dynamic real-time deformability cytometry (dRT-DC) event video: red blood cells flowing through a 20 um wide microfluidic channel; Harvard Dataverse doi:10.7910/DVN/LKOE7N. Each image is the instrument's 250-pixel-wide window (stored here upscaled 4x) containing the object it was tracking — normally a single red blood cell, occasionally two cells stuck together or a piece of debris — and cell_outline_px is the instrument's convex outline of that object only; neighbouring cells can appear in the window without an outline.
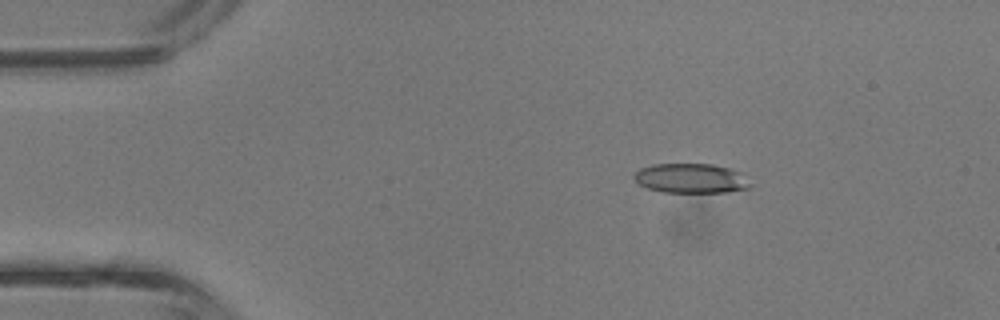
{"species": "common noctule bat (a hibernating species)", "species_latin": "Nyctalus noctula", "temperature_condition": "room temperature", "stored_images_in_passage": 42, "camera_frame_rate_fps": 3000, "um_per_image_px": 0.085, "animal": {"sex": "male", "body_mass_g": 13.3}, "frame": {"image": 1, "passage_image": 7, "time_ms": 2.0, "image_size_px": [1000, 320], "cell_outline_px": [[752, 184], [748, 188], [728, 192], [664, 192], [648, 188], [640, 184], [632, 176], [640, 168], [652, 164], [712, 164], [728, 168], [740, 172]], "centroid_in_image_um": [58.73, 15.15], "position_along_channel_um": 26.3, "area_um2": 19.94}}
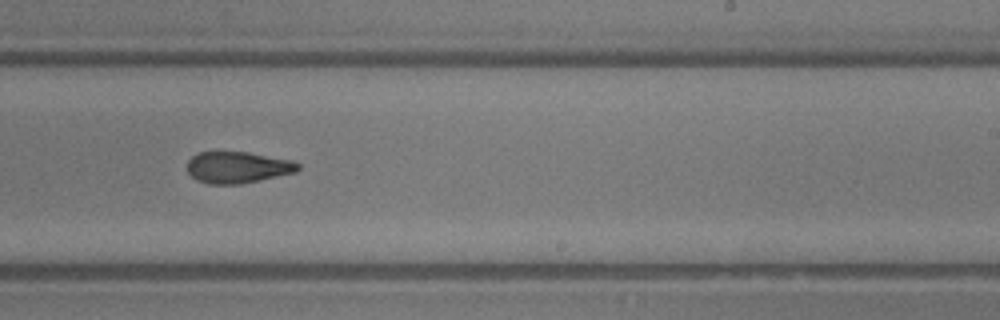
{"frame": {"image": 2, "passage_image": 26, "time_ms": 8.333, "image_size_px": [1000, 320], "cell_outline_px": [[300, 168], [296, 172], [240, 184], [208, 184], [196, 180], [188, 172], [188, 160], [192, 156], [200, 152], [248, 152], [292, 160], [300, 164]], "centroid_in_image_um": [20.2, 14.22], "position_along_channel_um": 268.8, "area_um2": 20.29}}
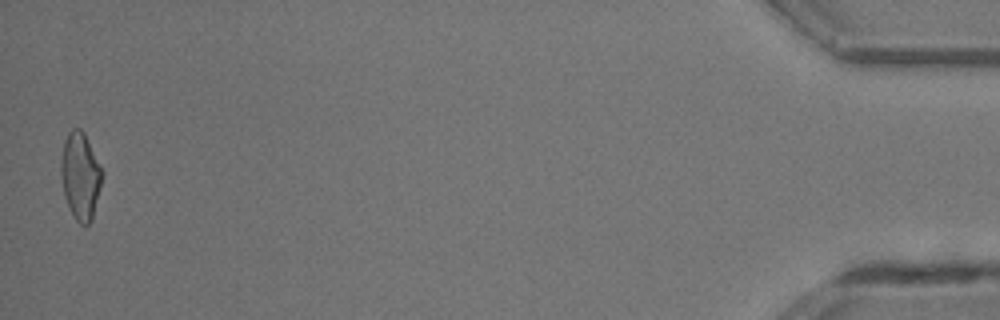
{"frame": {"image": 3, "passage_image": 42, "time_ms": 13.667, "image_size_px": [1000, 320], "cell_outline_px": [[104, 172], [92, 220], [88, 224], [80, 224], [76, 220], [68, 204], [64, 192], [60, 172], [60, 164], [64, 140], [68, 132], [72, 128], [80, 128], [84, 132]], "centroid_in_image_um": [6.84, 14.91], "position_along_channel_um": 428.4, "area_um2": 20.81}, "authors_computed_cell_mechanics": {"area_um2": 21.0681, "velocity_mm_per_s": 4.8471, "shape_relaxation_time_tau1_ms": 4.3173, "shape_relaxation_time_tau2_ms": 1.8214, "deformation_change_tau1": 0.1505, "deformation_change_tau2": 0.1019}}